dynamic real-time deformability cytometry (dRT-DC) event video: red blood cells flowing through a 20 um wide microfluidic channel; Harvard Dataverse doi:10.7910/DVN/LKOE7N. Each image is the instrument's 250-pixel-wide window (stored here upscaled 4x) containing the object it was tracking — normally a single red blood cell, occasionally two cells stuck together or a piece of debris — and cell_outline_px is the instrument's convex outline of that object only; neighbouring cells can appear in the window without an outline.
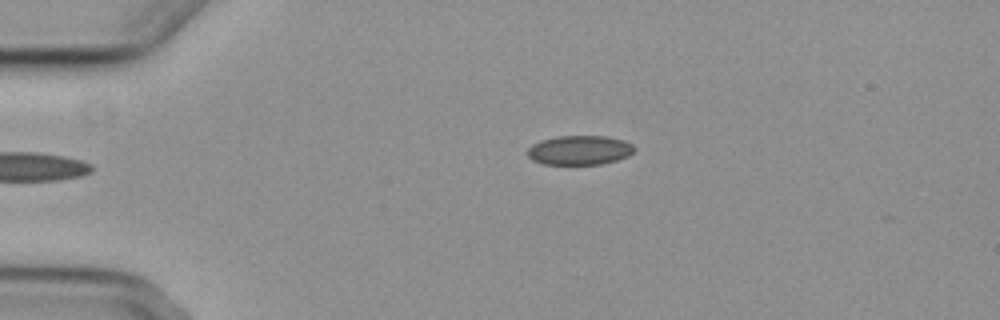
{"species": "common noctule bat (a hibernating species)", "species_latin": "Nyctalus noctula", "temperature_condition": "cold", "stored_images_in_passage": 4, "camera_frame_rate_fps": 3000, "um_per_image_px": 0.085, "animal": {"sex": "female", "body_mass_g": 29.2, "forearm_length_mm": 56.3}, "frame": {"image": 1, "passage_image": 4, "time_ms": 3.667, "image_size_px": [1000, 320], "cell_outline_px": [[636, 148], [628, 156], [616, 160], [600, 164], [544, 164], [532, 160], [528, 156], [528, 148], [532, 144], [540, 140], [556, 136], [604, 136], [624, 140], [632, 144]], "centroid_in_image_um": [49.25, 12.76], "position_along_channel_um": 35.8, "area_um2": 18.26}}